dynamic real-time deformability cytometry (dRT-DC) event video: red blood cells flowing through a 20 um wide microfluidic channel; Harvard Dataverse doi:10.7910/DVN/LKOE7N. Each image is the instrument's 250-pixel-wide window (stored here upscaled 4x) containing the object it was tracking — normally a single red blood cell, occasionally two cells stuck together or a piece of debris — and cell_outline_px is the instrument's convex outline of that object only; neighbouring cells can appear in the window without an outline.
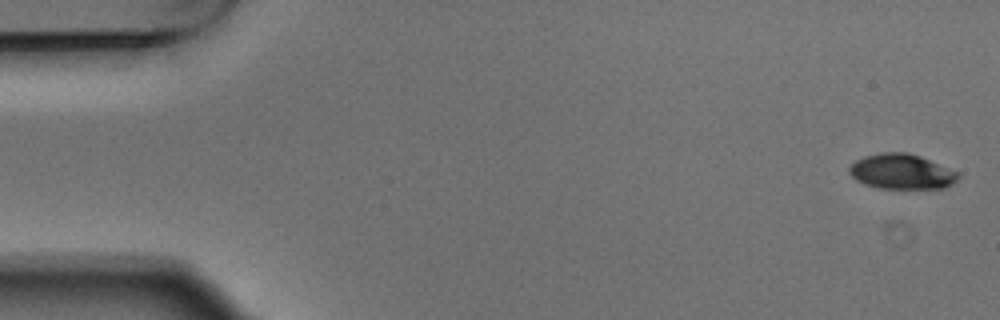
{"species": "Egyptian fruit bat (a non-hibernating species)", "species_latin": "Rousettus aegyptiacus", "temperature_condition": "warm", "stored_images_in_passage": 5, "camera_frame_rate_fps": 3000, "um_per_image_px": 0.085, "animal": {"sex": "male"}, "frame": {"image": 1, "passage_image": 1, "time_ms": 0.0, "image_size_px": [1000, 320], "cell_outline_px": [[960, 176], [952, 184], [944, 188], [876, 188], [864, 184], [856, 180], [848, 172], [848, 168], [856, 160], [864, 156], [880, 152], [908, 152], [920, 156], [960, 172]], "centroid_in_image_um": [76.63, 14.58], "position_along_channel_um": 8.4, "area_um2": 22.43}}
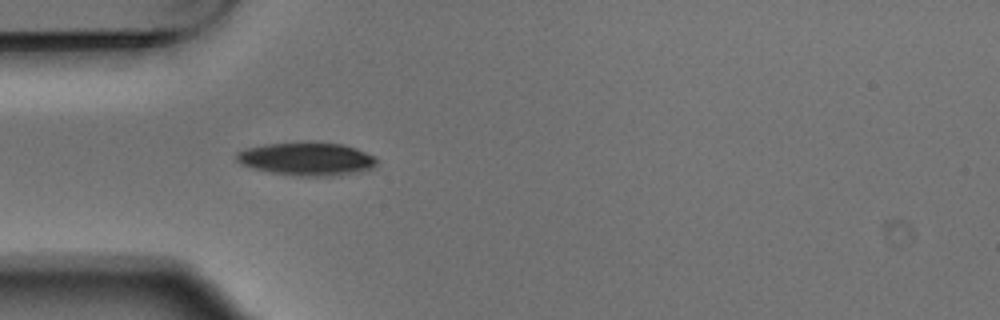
{"frame": {"image": 2, "passage_image": 5, "time_ms": 1.333, "image_size_px": [1000, 320], "cell_outline_px": [[376, 164], [372, 168], [352, 172], [324, 176], [304, 176], [272, 172], [240, 164], [236, 160], [236, 152], [248, 148], [264, 144], [344, 144], [356, 148], [376, 156]], "centroid_in_image_um": [26.07, 13.51], "position_along_channel_um": 58.9, "area_um2": 26.01}}